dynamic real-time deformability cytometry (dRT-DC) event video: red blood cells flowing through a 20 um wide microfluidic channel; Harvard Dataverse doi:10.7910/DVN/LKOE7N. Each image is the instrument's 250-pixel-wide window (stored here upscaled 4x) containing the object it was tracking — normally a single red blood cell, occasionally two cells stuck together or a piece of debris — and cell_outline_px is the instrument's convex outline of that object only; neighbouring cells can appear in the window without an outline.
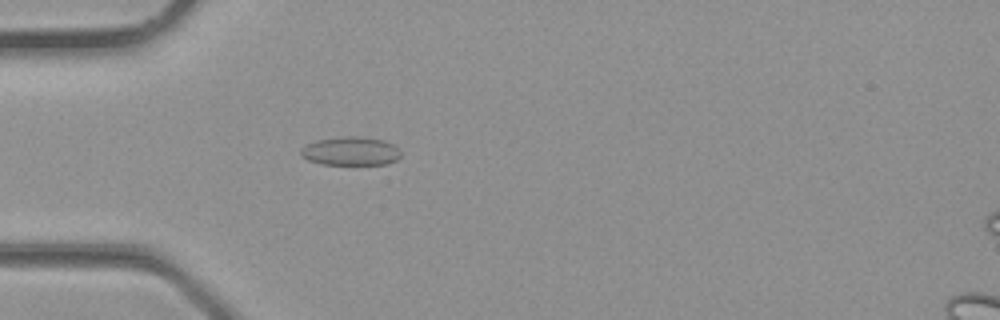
{"species": "common noctule bat (a hibernating species)", "species_latin": "Nyctalus noctula", "temperature_condition": "room temperature", "stored_images_in_passage": 25, "camera_frame_rate_fps": 3000, "um_per_image_px": 0.085, "animal": {"sex": "male", "body_mass_g": 23.1, "forearm_length_mm": 52.7}, "frame": {"image": 1, "passage_image": 4, "time_ms": 1.0, "image_size_px": [1000, 320], "cell_outline_px": [[400, 156], [396, 160], [388, 164], [320, 164], [308, 160], [300, 156], [300, 148], [304, 144], [316, 140], [348, 136], [360, 136], [384, 140], [400, 148]], "centroid_in_image_um": [29.78, 12.84], "position_along_channel_um": 55.2, "area_um2": 16.88}}
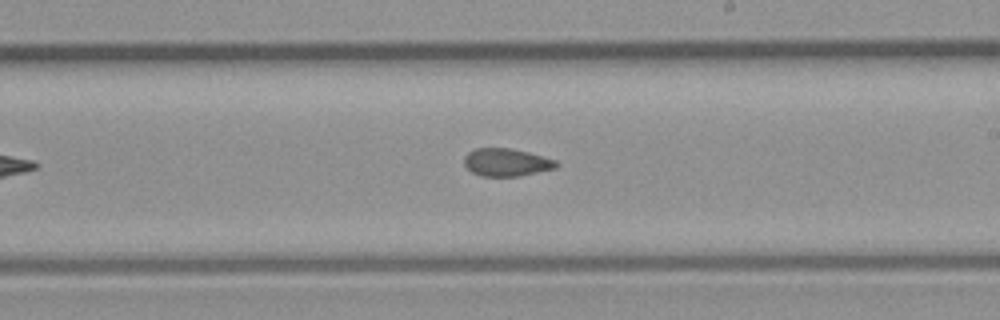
{"frame": {"image": 2, "passage_image": 14, "time_ms": 4.333, "image_size_px": [1000, 320], "cell_outline_px": [[560, 164], [556, 168], [520, 176], [480, 176], [472, 172], [464, 164], [464, 156], [468, 152], [476, 148], [508, 148], [528, 152], [556, 160]], "centroid_in_image_um": [43.05, 13.8], "position_along_channel_um": 246.0, "area_um2": 14.91}}
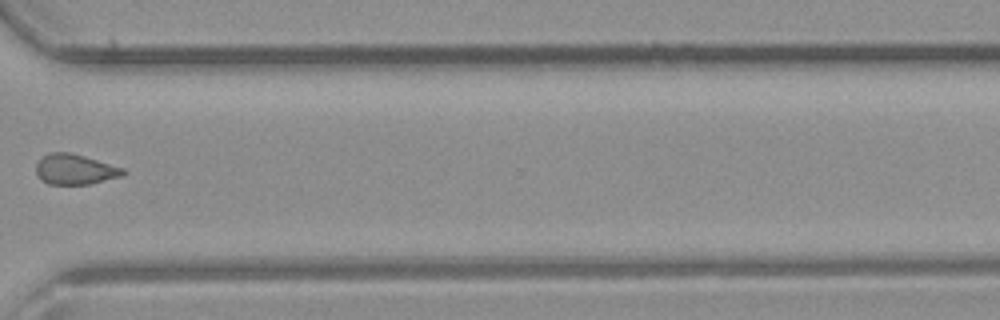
{"frame": {"image": 3, "passage_image": 20, "time_ms": 6.333, "image_size_px": [1000, 320], "cell_outline_px": [[124, 172], [120, 176], [88, 184], [48, 184], [40, 180], [36, 172], [36, 164], [44, 156], [52, 152], [72, 152], [124, 168]], "centroid_in_image_um": [6.34, 14.39], "position_along_channel_um": 364.3, "area_um2": 15.2}}